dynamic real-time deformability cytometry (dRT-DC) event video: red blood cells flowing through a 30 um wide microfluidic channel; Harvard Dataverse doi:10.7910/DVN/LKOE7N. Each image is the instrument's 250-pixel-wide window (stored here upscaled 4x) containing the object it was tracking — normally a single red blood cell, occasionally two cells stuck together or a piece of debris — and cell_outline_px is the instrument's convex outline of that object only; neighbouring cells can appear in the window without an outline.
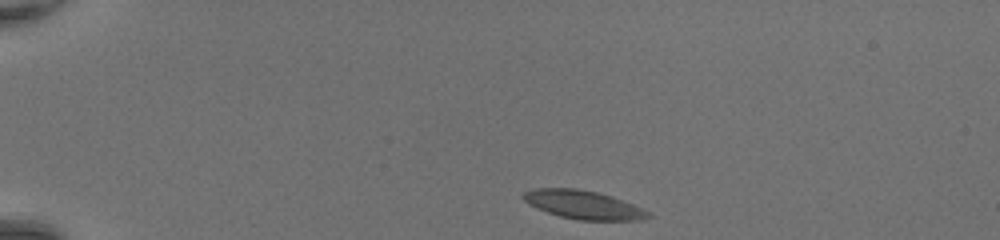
{"species": "common noctule bat (a hibernating species)", "species_latin": "Nyctalus noctula", "temperature_condition": "room temperature", "stored_images_in_passage": 39, "camera_frame_rate_fps": 3000, "um_per_image_px": 0.085, "animal": {"sex": "female", "body_mass_g": 20.0, "forearm_length_mm": 54.0}, "frame": {"image": 1, "passage_image": 1, "time_ms": 0.0, "image_size_px": [1000, 240], "cell_outline_px": [[652, 216], [644, 220], [580, 220], [560, 216], [536, 208], [528, 204], [520, 196], [524, 192], [536, 188], [576, 188], [596, 192], [612, 196], [652, 212]], "centroid_in_image_um": [49.6, 17.4], "position_along_channel_um": 35.4, "area_um2": 20.81}}
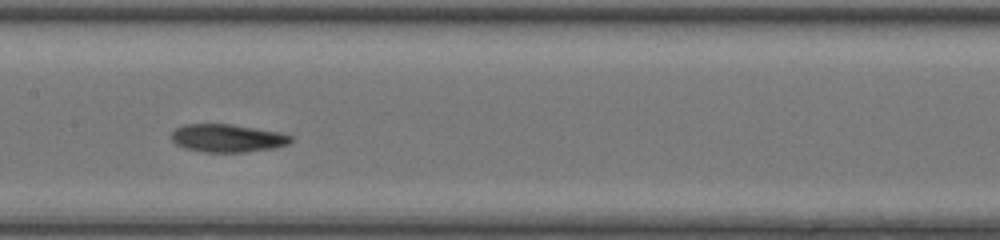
{"frame": {"image": 2, "passage_image": 17, "time_ms": 5.333, "image_size_px": [1000, 240], "cell_outline_px": [[292, 140], [288, 144], [276, 148], [244, 152], [204, 152], [184, 148], [176, 144], [172, 140], [172, 132], [176, 128], [184, 124], [232, 124], [280, 132], [292, 136]], "centroid_in_image_um": [19.34, 11.74], "position_along_channel_um": 188.1, "area_um2": 19.54}}
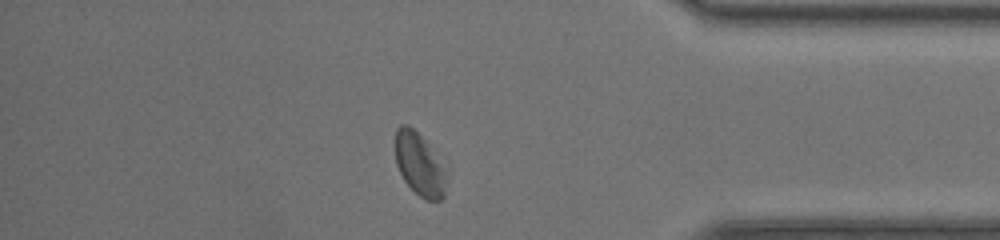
{"frame": {"image": 3, "passage_image": 33, "time_ms": 10.667, "image_size_px": [1000, 240], "cell_outline_px": [[444, 196], [440, 200], [424, 200], [404, 180], [396, 164], [396, 128], [400, 124], [408, 124], [428, 144], [444, 172]], "centroid_in_image_um": [35.59, 13.96], "position_along_channel_um": 399.6, "area_um2": 17.8}, "authors_computed_cell_mechanics": {"area_um2": 20.0566, "velocity_mm_per_s": 4.3267, "shape_relaxation_time_tau1_ms": 3.1503, "shape_relaxation_time_tau2_ms": 2.691, "deformation_change_tau1": 0.1146, "deformation_change_tau2": 0.0989}}